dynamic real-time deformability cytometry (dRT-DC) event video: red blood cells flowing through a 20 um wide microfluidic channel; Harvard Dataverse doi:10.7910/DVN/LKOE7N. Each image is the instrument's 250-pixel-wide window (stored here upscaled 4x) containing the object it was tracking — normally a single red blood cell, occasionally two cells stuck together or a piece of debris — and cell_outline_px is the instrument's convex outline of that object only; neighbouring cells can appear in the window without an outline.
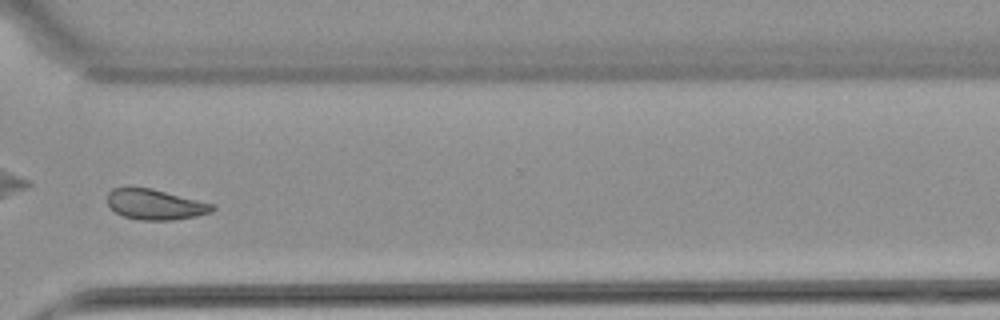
{"species": "common noctule bat (a hibernating species)", "species_latin": "Nyctalus noctula", "temperature_condition": "warm", "stored_images_in_passage": 37, "camera_frame_rate_fps": 3000, "um_per_image_px": 0.085, "animal": {"sex": "female", "body_mass_g": 22.7, "forearm_length_mm": 54.2}, "frame": {"image": 1, "passage_image": 27, "time_ms": 8.667, "image_size_px": [1000, 320], "cell_outline_px": [[216, 208], [212, 212], [196, 216], [172, 220], [140, 220], [124, 216], [116, 212], [108, 204], [108, 192], [112, 188], [152, 188], [216, 204]], "centroid_in_image_um": [13.25, 17.38], "position_along_channel_um": 357.4, "area_um2": 18.61}}